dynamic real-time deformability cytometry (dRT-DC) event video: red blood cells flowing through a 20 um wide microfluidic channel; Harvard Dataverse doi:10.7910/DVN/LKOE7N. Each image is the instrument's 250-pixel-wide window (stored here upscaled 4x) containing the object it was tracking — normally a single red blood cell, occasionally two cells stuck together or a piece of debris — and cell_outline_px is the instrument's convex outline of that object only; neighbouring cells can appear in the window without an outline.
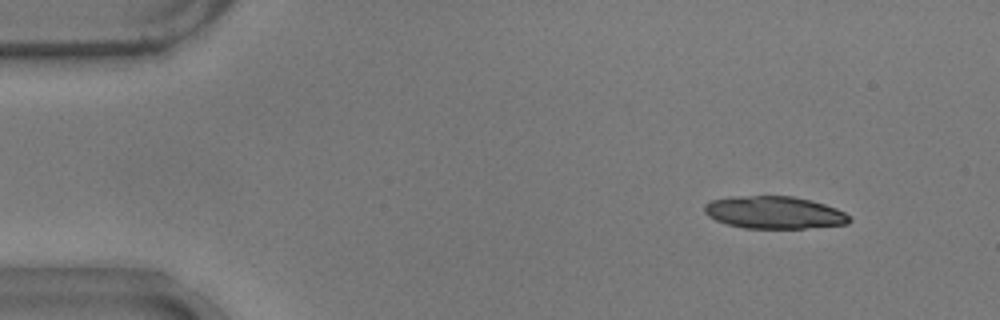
{"species": "common noctule bat (a hibernating species)", "species_latin": "Nyctalus noctula", "temperature_condition": "warm", "stored_images_in_passage": 53, "camera_frame_rate_fps": 3000, "um_per_image_px": 0.085, "animal": {"sex": "male", "body_mass_g": 17.9}, "frame": {"image": 1, "passage_image": 5, "time_ms": 1.333, "image_size_px": [1000, 320], "cell_outline_px": [[852, 220], [848, 224], [804, 228], [744, 228], [728, 224], [716, 220], [708, 216], [704, 212], [704, 204], [712, 200], [732, 196], [792, 196], [812, 200], [836, 208], [844, 212]], "centroid_in_image_um": [65.8, 18.06], "position_along_channel_um": 19.2, "area_um2": 27.4}, "authors_computed_cell_mechanics": {"area_um2": 28.9578, "velocity_mm_per_s": 3.7396, "shape_relaxation_time_tau1_ms": 1.6071, "shape_relaxation_time_tau2_ms": 5.1427, "deformation_change_tau1": 0.3015, "deformation_change_tau2": 0.0937}}